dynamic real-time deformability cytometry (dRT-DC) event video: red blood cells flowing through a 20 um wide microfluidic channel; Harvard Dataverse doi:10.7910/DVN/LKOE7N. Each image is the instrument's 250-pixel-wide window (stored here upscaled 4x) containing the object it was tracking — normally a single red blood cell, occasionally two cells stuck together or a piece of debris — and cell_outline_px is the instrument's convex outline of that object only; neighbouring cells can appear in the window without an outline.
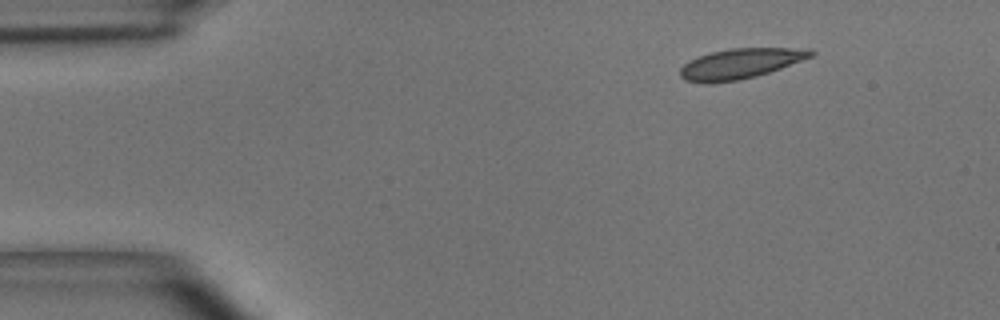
{"species": "common noctule bat (a hibernating species)", "species_latin": "Nyctalus noctula", "temperature_condition": "room temperature", "stored_images_in_passage": 44, "camera_frame_rate_fps": 3000, "um_per_image_px": 0.085, "animal": {"sex": "male", "body_mass_g": 15.6}, "frame": {"image": 1, "passage_image": 1, "time_ms": 0.0, "image_size_px": [1000, 320], "cell_outline_px": [[816, 52], [812, 56], [780, 68], [756, 76], [740, 80], [712, 84], [704, 84], [684, 80], [680, 76], [680, 68], [688, 60], [712, 52], [728, 48], [812, 48]], "centroid_in_image_um": [62.9, 5.42], "position_along_channel_um": 22.1, "area_um2": 23.18}}
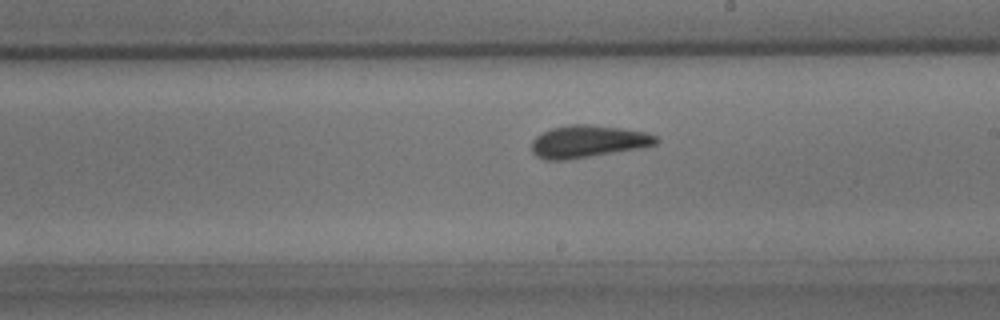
{"frame": {"image": 2, "passage_image": 23, "time_ms": 7.333, "image_size_px": [1000, 320], "cell_outline_px": [[660, 140], [656, 144], [640, 148], [564, 160], [544, 160], [536, 156], [532, 152], [532, 140], [536, 136], [552, 128], [572, 124], [588, 124], [624, 128], [648, 132], [656, 136]], "centroid_in_image_um": [49.99, 12.02], "position_along_channel_um": 239.0, "area_um2": 23.41}}
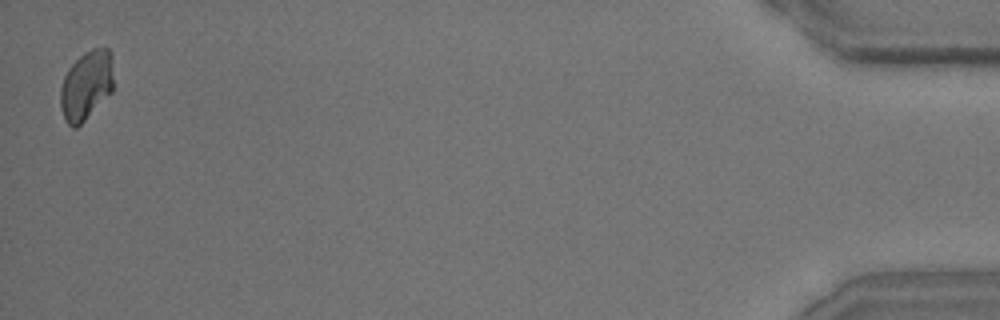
{"frame": {"image": 3, "passage_image": 44, "time_ms": 14.333, "image_size_px": [1000, 320], "cell_outline_px": [[112, 92], [76, 128], [72, 128], [68, 124], [64, 116], [60, 104], [60, 88], [64, 76], [68, 68], [84, 52], [92, 48], [108, 48], [112, 56]], "centroid_in_image_um": [7.33, 7.24], "position_along_channel_um": 427.9, "area_um2": 21.27}, "authors_computed_cell_mechanics": {"area_um2": 22.6287, "velocity_mm_per_s": 3.9693, "shape_relaxation_time_tau1_ms": 8.1314, "shape_relaxation_time_tau2_ms": 1.5094, "deformation_change_tau1": 0.1581, "deformation_change_tau2": 0.0612}}